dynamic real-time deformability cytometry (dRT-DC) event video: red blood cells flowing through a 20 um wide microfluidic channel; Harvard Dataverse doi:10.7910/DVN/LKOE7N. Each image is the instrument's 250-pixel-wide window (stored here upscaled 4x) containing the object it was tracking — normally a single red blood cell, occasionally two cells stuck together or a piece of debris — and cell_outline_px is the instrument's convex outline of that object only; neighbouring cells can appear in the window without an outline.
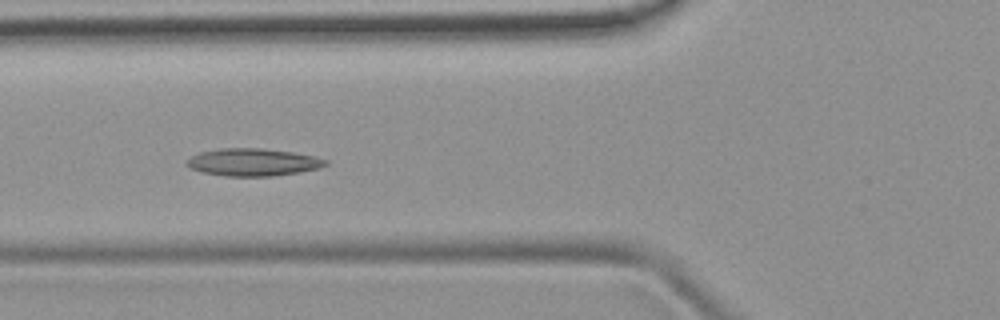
{"species": "common noctule bat (a hibernating species)", "species_latin": "Nyctalus noctula", "temperature_condition": "room temperature", "stored_images_in_passage": 7, "camera_frame_rate_fps": 3000, "um_per_image_px": 0.085, "animal": {"sex": "female", "body_mass_g": 19.9}, "frame": {"image": 1, "passage_image": 5, "time_ms": 4.333, "image_size_px": [1000, 320], "cell_outline_px": [[328, 164], [320, 168], [300, 172], [272, 176], [224, 176], [200, 172], [188, 168], [184, 164], [192, 156], [200, 152], [220, 148], [264, 148], [292, 152], [316, 156], [328, 160]], "centroid_in_image_um": [21.5, 13.79], "position_along_channel_um": 104.3, "area_um2": 22.48}}
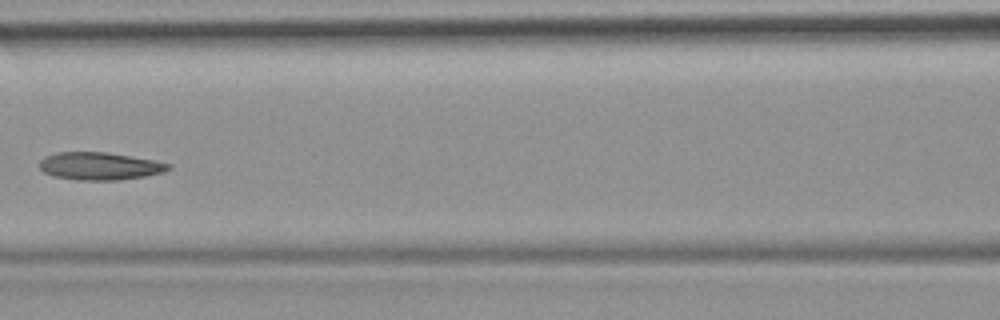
{"frame": {"image": 2, "passage_image": 6, "time_ms": 5.667, "image_size_px": [1000, 320], "cell_outline_px": [[172, 168], [164, 172], [144, 176], [116, 180], [80, 180], [52, 176], [44, 172], [40, 168], [40, 160], [44, 156], [56, 152], [104, 152], [152, 160], [172, 164]], "centroid_in_image_um": [8.45, 14.12], "position_along_channel_um": 158.1, "area_um2": 20.63}}
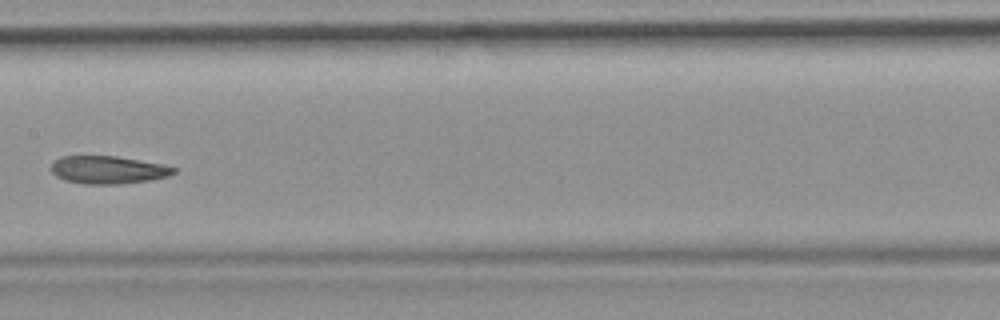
{"frame": {"image": 3, "passage_image": 7, "time_ms": 6.667, "image_size_px": [1000, 320], "cell_outline_px": [[176, 172], [168, 176], [152, 180], [120, 184], [84, 184], [64, 180], [56, 176], [48, 168], [52, 160], [60, 156], [116, 156], [164, 164], [176, 168]], "centroid_in_image_um": [9.14, 14.43], "position_along_channel_um": 198.3, "area_um2": 20.23}}